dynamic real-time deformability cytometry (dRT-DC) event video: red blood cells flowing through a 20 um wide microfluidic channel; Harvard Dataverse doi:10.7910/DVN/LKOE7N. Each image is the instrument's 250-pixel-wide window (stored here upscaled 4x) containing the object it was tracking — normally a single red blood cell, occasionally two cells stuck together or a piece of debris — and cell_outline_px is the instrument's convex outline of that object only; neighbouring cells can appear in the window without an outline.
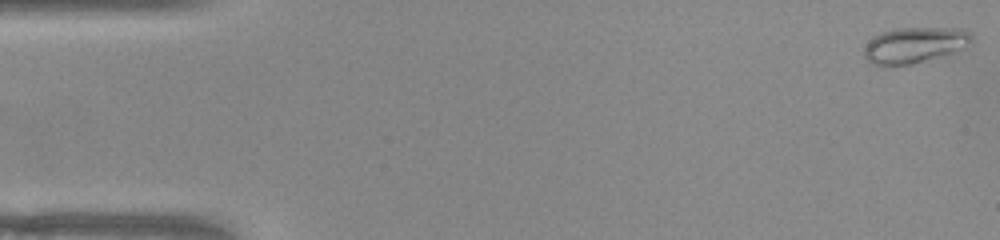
{"species": "common noctule bat (a hibernating species)", "species_latin": "Nyctalus noctula", "temperature_condition": "warm", "stored_images_in_passage": 51, "camera_frame_rate_fps": 3000, "um_per_image_px": 0.085, "animal": {"sex": "female", "body_mass_g": 22.0, "forearm_length_mm": 56.7}, "frame": {"image": 1, "passage_image": 1, "time_ms": 0.0, "image_size_px": [1000, 240], "cell_outline_px": [[972, 44], [952, 52], [940, 56], [912, 64], [884, 68], [880, 68], [872, 64], [864, 56], [864, 48], [868, 40], [880, 32], [896, 28], [964, 28], [972, 32]], "centroid_in_image_um": [77.7, 3.84], "position_along_channel_um": 7.3, "area_um2": 23.0}}
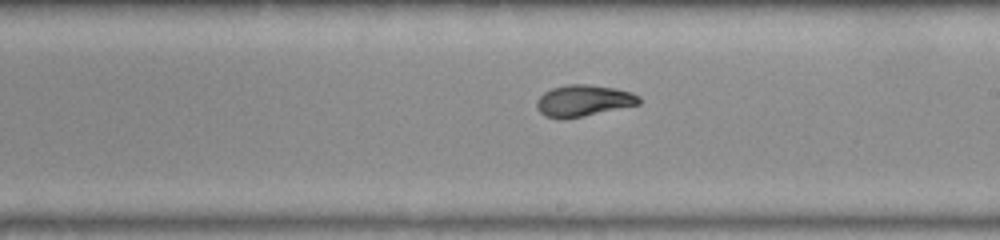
{"frame": {"image": 2, "passage_image": 29, "time_ms": 9.333, "image_size_px": [1000, 240], "cell_outline_px": [[640, 104], [584, 116], [544, 116], [536, 108], [536, 100], [544, 92], [552, 88], [568, 84], [588, 84], [616, 88], [632, 92], [640, 96]], "centroid_in_image_um": [49.63, 8.52], "position_along_channel_um": 239.4, "area_um2": 18.44}}
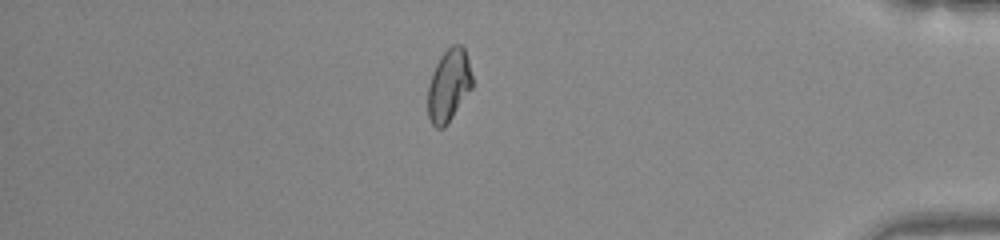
{"frame": {"image": 3, "passage_image": 44, "time_ms": 14.333, "image_size_px": [1000, 240], "cell_outline_px": [[472, 88], [448, 124], [444, 128], [436, 128], [432, 124], [428, 116], [428, 84], [432, 72], [440, 56], [452, 44], [460, 44], [464, 48], [468, 60], [472, 76]], "centroid_in_image_um": [38.14, 7.27], "position_along_channel_um": 397.1, "area_um2": 18.84}, "authors_computed_cell_mechanics": {"area_um2": 19.1318, "velocity_mm_per_s": 3.927, "shape_relaxation_time_tau1_ms": 8.2655, "shape_relaxation_time_tau2_ms": 1.3163, "deformation_change_tau1": 0.2927, "deformation_change_tau2": 0.029}}